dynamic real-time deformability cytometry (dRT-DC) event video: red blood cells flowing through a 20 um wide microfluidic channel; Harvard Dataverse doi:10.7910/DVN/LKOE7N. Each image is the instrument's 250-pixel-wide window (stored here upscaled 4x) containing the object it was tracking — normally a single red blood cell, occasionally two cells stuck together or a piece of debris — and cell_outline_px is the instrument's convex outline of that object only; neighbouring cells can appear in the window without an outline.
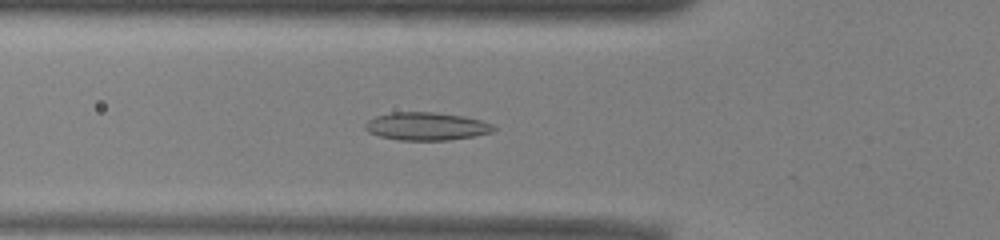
{"species": "common noctule bat (a hibernating species)", "species_latin": "Nyctalus noctula", "temperature_condition": "warm", "stored_images_in_passage": 52, "camera_frame_rate_fps": 3000, "um_per_image_px": 0.085, "animal": {"sex": "male", "body_mass_g": 13.0, "forearm_length_mm": 53.1}, "frame": {"image": 1, "passage_image": 18, "time_ms": 5.667, "image_size_px": [1000, 240], "cell_outline_px": [[496, 128], [492, 132], [472, 136], [448, 140], [400, 140], [380, 136], [368, 132], [364, 128], [364, 124], [368, 120], [376, 116], [392, 112], [432, 112], [464, 116], [480, 120], [492, 124]], "centroid_in_image_um": [36.22, 10.73], "position_along_channel_um": 89.6, "area_um2": 20.81}}
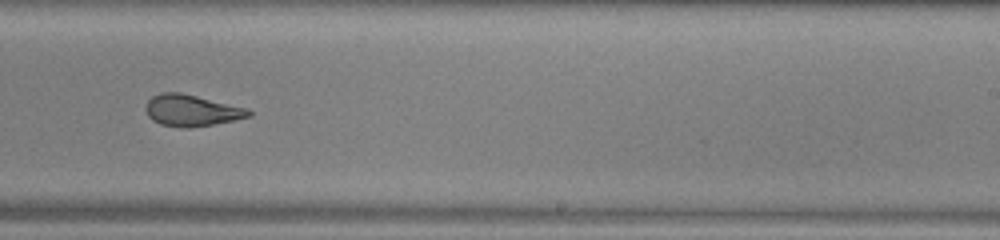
{"frame": {"image": 2, "passage_image": 32, "time_ms": 10.333, "image_size_px": [1000, 240], "cell_outline_px": [[252, 116], [212, 124], [188, 128], [180, 128], [160, 124], [152, 120], [148, 116], [144, 108], [148, 100], [152, 96], [160, 92], [180, 92], [248, 108], [252, 112]], "centroid_in_image_um": [16.25, 9.38], "position_along_channel_um": 272.8, "area_um2": 18.96}}
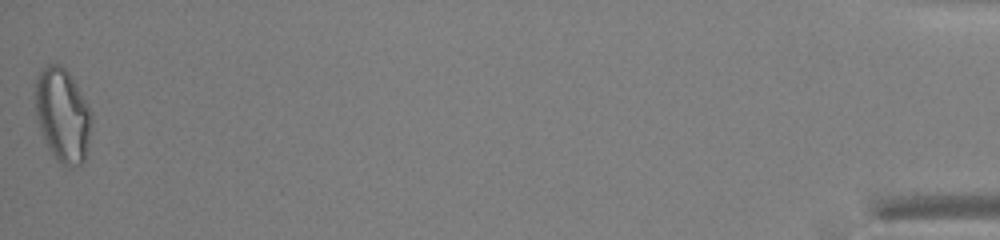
{"frame": {"image": 3, "passage_image": 52, "time_ms": 17.0, "image_size_px": [1000, 240], "cell_outline_px": [[92, 120], [88, 148], [84, 160], [80, 164], [68, 168], [60, 164], [56, 160], [48, 148], [40, 132], [36, 116], [36, 76], [48, 64], [60, 64], [68, 72], [92, 112]], "centroid_in_image_um": [5.32, 9.84], "position_along_channel_um": 429.9, "area_um2": 30.75}, "authors_computed_cell_mechanics": {"area_um2": 20.9814, "velocity_mm_per_s": 3.9251, "shape_relaxation_time_tau1_ms": 7.4885, "shape_relaxation_time_tau2_ms": 1.8788, "deformation_change_tau1": 0.2415, "deformation_change_tau2": 0.1035}}